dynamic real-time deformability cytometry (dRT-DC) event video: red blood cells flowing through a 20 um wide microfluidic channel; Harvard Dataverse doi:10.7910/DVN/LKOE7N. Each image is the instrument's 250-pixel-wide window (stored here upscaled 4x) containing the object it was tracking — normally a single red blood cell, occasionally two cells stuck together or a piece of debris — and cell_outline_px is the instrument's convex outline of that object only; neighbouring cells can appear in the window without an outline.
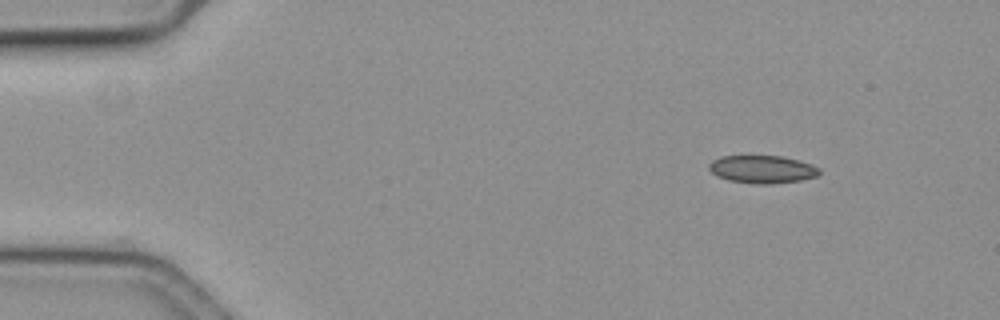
{"species": "common noctule bat (a hibernating species)", "species_latin": "Nyctalus noctula", "temperature_condition": "cold", "stored_images_in_passage": 2, "camera_frame_rate_fps": 3000, "um_per_image_px": 0.085, "animal": {"sex": "female", "body_mass_g": 19.3, "forearm_length_mm": 54.1}, "frame": {"image": 1, "passage_image": 1, "time_ms": 0.0, "image_size_px": [1000, 320], "cell_outline_px": [[820, 172], [816, 176], [800, 180], [768, 184], [756, 184], [728, 180], [716, 176], [708, 168], [708, 164], [712, 160], [720, 156], [784, 156], [800, 160], [812, 164], [820, 168]], "centroid_in_image_um": [64.78, 14.38], "position_along_channel_um": 20.2, "area_um2": 17.98}}